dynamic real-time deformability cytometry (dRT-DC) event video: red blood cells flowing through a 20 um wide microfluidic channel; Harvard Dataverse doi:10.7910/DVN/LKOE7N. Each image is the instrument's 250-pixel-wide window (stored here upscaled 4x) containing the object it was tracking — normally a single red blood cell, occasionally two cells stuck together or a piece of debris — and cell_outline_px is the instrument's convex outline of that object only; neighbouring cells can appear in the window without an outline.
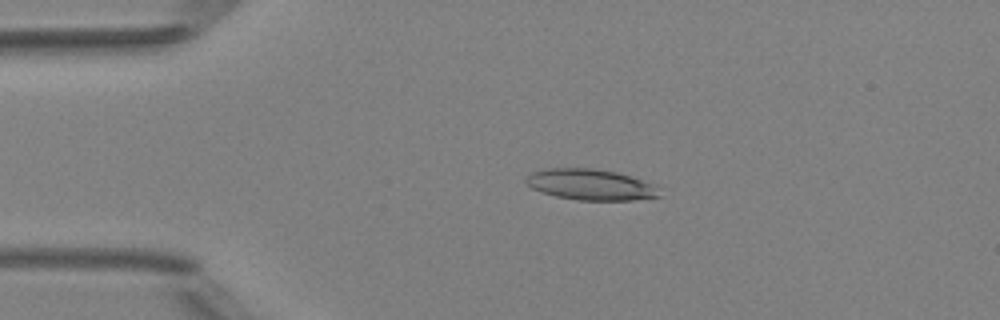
{"species": "Egyptian fruit bat (a non-hibernating species)", "species_latin": "Rousettus aegyptiacus", "temperature_condition": "room temperature", "stored_images_in_passage": 4, "camera_frame_rate_fps": 3000, "um_per_image_px": 0.085, "animal": {"sex": "female"}, "frame": {"image": 1, "passage_image": 3, "time_ms": 2.667, "image_size_px": [1000, 320], "cell_outline_px": [[660, 196], [632, 200], [576, 200], [556, 196], [540, 192], [532, 188], [524, 180], [532, 172], [544, 168], [596, 168], [616, 172], [652, 184]], "centroid_in_image_um": [50.11, 15.68], "position_along_channel_um": 34.9, "area_um2": 23.76}}